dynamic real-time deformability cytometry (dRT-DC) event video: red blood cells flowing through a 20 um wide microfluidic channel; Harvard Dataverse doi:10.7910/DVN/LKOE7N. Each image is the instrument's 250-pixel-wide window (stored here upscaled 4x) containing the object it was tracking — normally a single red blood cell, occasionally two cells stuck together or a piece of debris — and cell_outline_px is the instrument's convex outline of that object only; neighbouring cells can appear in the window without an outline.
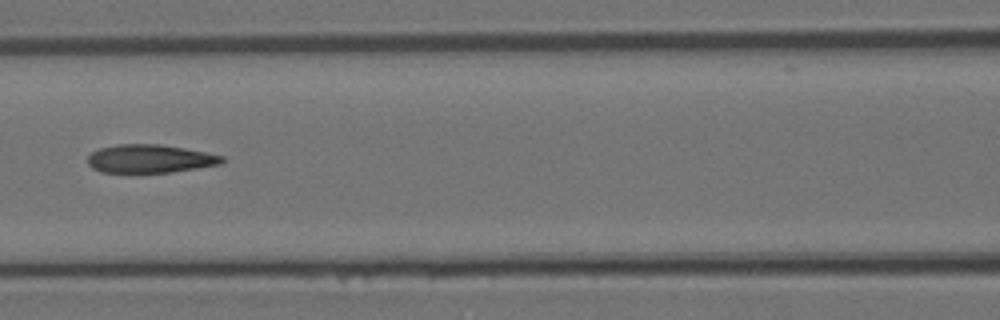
{"species": "Egyptian fruit bat (a non-hibernating species)", "species_latin": "Rousettus aegyptiacus", "temperature_condition": "room temperature", "stored_images_in_passage": 7, "segment_of_instrument_passage": [1, 2], "camera_frame_rate_fps": 3000, "um_per_image_px": 0.085, "animal": {"sex": "female"}, "frame": {"image": 1, "passage_image": 6, "time_ms": 1.667, "image_size_px": [1000, 320], "cell_outline_px": [[224, 160], [220, 164], [172, 172], [100, 172], [92, 168], [88, 164], [88, 156], [92, 152], [100, 148], [116, 144], [160, 144], [184, 148], [224, 156]], "centroid_in_image_um": [12.72, 13.49], "position_along_channel_um": 153.9, "area_um2": 22.02}}